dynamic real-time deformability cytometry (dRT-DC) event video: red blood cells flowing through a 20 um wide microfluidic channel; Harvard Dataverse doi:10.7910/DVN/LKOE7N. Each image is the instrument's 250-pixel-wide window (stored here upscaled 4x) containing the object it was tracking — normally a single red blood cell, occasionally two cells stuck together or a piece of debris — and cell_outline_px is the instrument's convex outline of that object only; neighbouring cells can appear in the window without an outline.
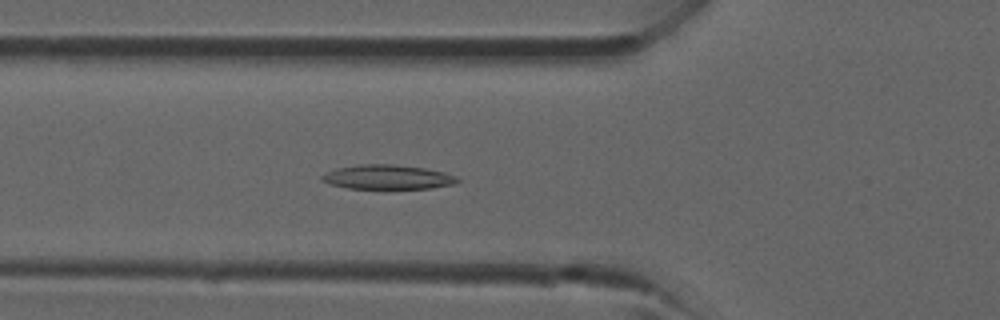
{"species": "common noctule bat (a hibernating species)", "species_latin": "Nyctalus noctula", "temperature_condition": "room temperature", "stored_images_in_passage": 40, "camera_frame_rate_fps": 3000, "um_per_image_px": 0.085, "animal": {"sex": "male", "forearm_length_mm": 52.5}, "frame": {"image": 1, "passage_image": 14, "time_ms": 4.333, "image_size_px": [1000, 320], "cell_outline_px": [[460, 180], [452, 184], [432, 188], [348, 188], [328, 184], [320, 180], [320, 176], [324, 172], [336, 168], [360, 164], [392, 164], [424, 168], [444, 172], [456, 176]], "centroid_in_image_um": [32.87, 15.04], "position_along_channel_um": 92.9, "area_um2": 19.25}}
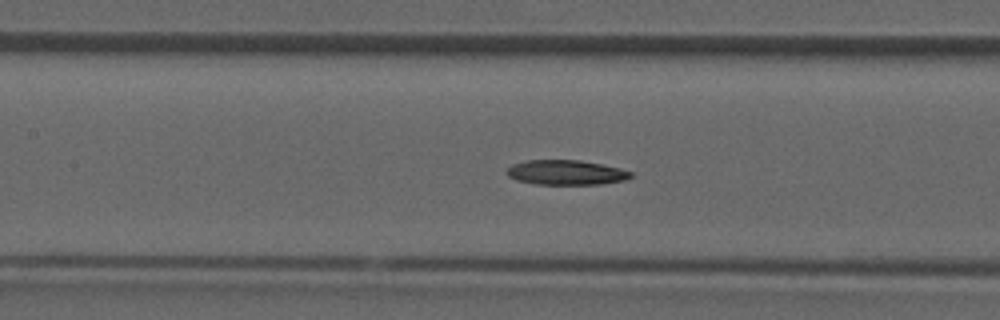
{"frame": {"image": 2, "passage_image": 18, "time_ms": 5.667, "image_size_px": [1000, 320], "cell_outline_px": [[632, 176], [624, 180], [600, 184], [536, 184], [516, 180], [508, 176], [504, 172], [512, 164], [524, 160], [580, 160], [620, 168], [632, 172]], "centroid_in_image_um": [48.07, 14.65], "position_along_channel_um": 159.3, "area_um2": 17.92}}
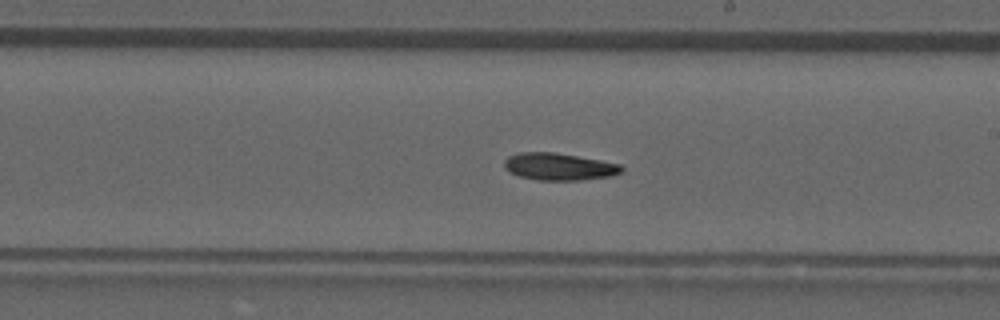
{"frame": {"image": 3, "passage_image": 23, "time_ms": 7.333, "image_size_px": [1000, 320], "cell_outline_px": [[624, 172], [612, 176], [580, 180], [540, 180], [520, 176], [508, 172], [504, 168], [504, 160], [508, 156], [520, 152], [556, 152], [600, 160], [620, 164], [624, 168]], "centroid_in_image_um": [47.53, 14.16], "position_along_channel_um": 241.5, "area_um2": 18.73}}